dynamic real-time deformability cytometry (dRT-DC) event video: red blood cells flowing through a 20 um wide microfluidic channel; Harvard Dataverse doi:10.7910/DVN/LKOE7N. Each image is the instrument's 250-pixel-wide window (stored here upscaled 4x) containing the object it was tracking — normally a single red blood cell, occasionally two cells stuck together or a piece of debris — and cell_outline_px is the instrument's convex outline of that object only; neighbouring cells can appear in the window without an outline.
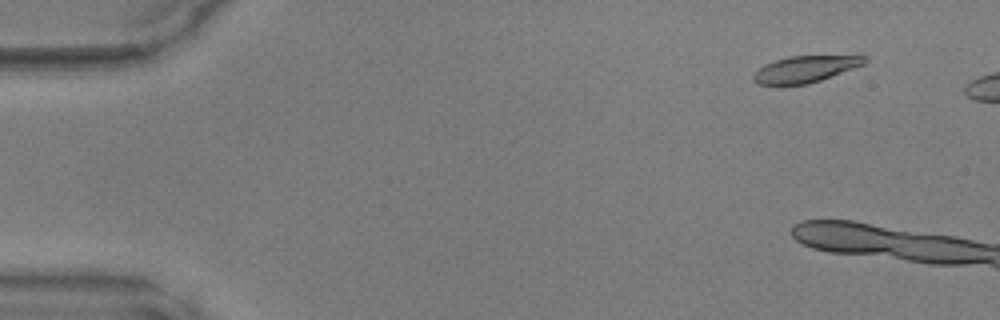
{"species": "common noctule bat (a hibernating species)", "species_latin": "Nyctalus noctula", "temperature_condition": "warm", "stored_images_in_passage": 11, "camera_frame_rate_fps": 3000, "um_per_image_px": 0.085, "animal": {"sex": "male", "body_mass_g": 17.9, "forearm_length_mm": 54.2}, "frame": {"image": 1, "passage_image": 5, "time_ms": 1.333, "image_size_px": [1000, 320], "cell_outline_px": [[868, 60], [864, 64], [820, 80], [808, 84], [780, 88], [756, 84], [752, 80], [752, 76], [764, 64], [788, 56], [868, 56]], "centroid_in_image_um": [68.34, 5.93], "position_along_channel_um": 16.7, "area_um2": 17.63}}